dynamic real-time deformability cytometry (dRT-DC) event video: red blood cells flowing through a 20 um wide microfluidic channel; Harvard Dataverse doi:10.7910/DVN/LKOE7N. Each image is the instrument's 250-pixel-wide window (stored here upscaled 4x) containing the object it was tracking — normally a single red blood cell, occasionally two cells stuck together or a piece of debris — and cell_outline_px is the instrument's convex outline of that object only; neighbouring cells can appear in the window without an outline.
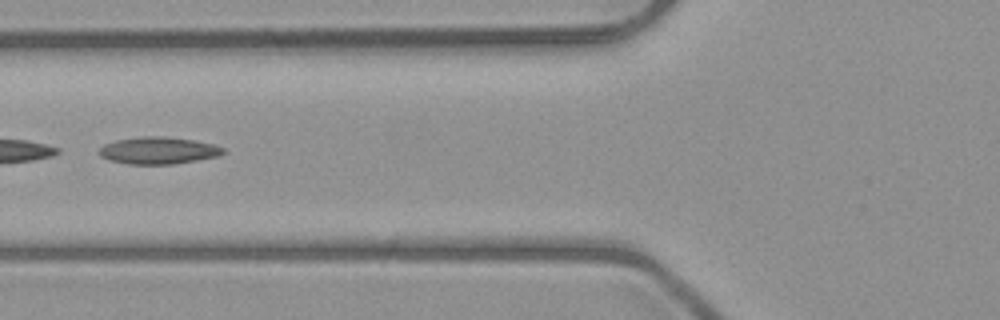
{"species": "common noctule bat (a hibernating species)", "species_latin": "Nyctalus noctula", "temperature_condition": "room temperature", "stored_images_in_passage": 23, "camera_frame_rate_fps": 3000, "um_per_image_px": 0.085, "animal": {"sex": "male", "body_mass_g": 23.1, "forearm_length_mm": 52.7}, "frame": {"image": 1, "passage_image": 7, "time_ms": 2.0, "image_size_px": [1000, 320], "cell_outline_px": [[224, 152], [220, 156], [172, 164], [128, 164], [108, 160], [100, 156], [96, 152], [104, 144], [116, 140], [144, 136], [164, 136], [192, 140], [212, 144], [224, 148]], "centroid_in_image_um": [13.41, 12.79], "position_along_channel_um": 112.4, "area_um2": 19.54}}
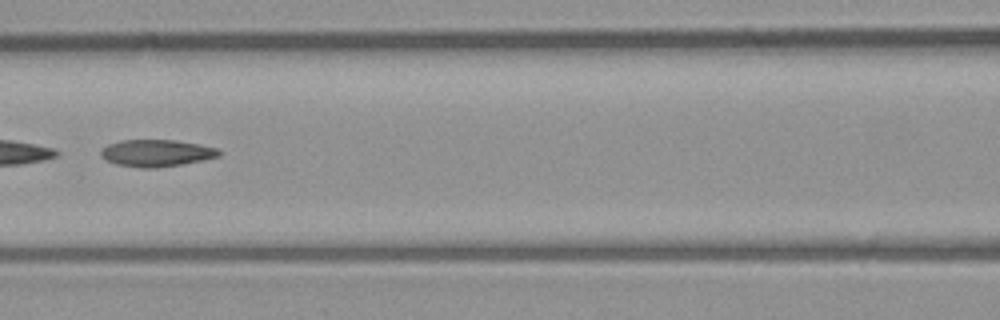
{"frame": {"image": 2, "passage_image": 10, "time_ms": 3.0, "image_size_px": [1000, 320], "cell_outline_px": [[220, 156], [204, 160], [184, 164], [156, 168], [140, 168], [116, 164], [104, 160], [100, 156], [100, 152], [108, 144], [120, 140], [176, 140], [200, 144], [216, 148], [220, 152]], "centroid_in_image_um": [13.29, 13.02], "position_along_channel_um": 153.3, "area_um2": 18.73}}